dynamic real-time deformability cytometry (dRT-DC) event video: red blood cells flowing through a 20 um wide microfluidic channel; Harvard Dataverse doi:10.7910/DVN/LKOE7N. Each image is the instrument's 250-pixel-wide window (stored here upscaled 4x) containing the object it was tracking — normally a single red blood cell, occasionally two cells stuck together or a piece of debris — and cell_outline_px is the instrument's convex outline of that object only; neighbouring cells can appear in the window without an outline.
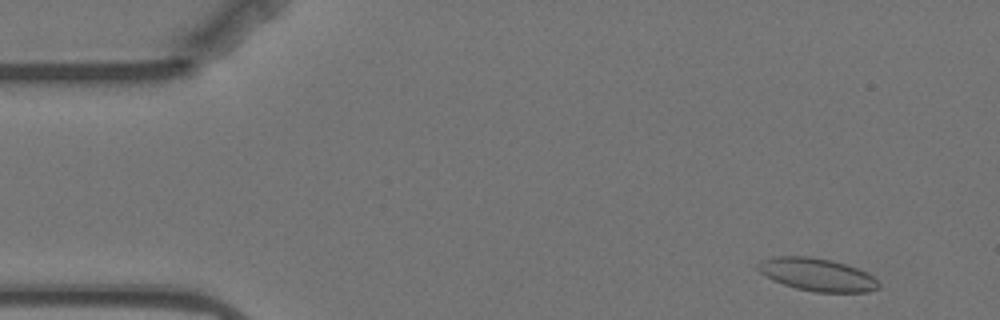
{"species": "Egyptian fruit bat (a non-hibernating species)", "species_latin": "Rousettus aegyptiacus", "temperature_condition": "warm", "stored_images_in_passage": 55, "camera_frame_rate_fps": 3000, "um_per_image_px": 0.085, "animal": {"sex": "female"}, "frame": {"image": 1, "passage_image": 3, "time_ms": 0.667, "image_size_px": [1000, 320], "cell_outline_px": [[880, 288], [868, 292], [816, 292], [796, 288], [772, 280], [760, 272], [756, 268], [756, 264], [760, 260], [772, 256], [808, 256], [832, 260], [856, 268], [872, 276], [880, 284]], "centroid_in_image_um": [69.41, 23.33], "position_along_channel_um": 15.6, "area_um2": 23.06}}
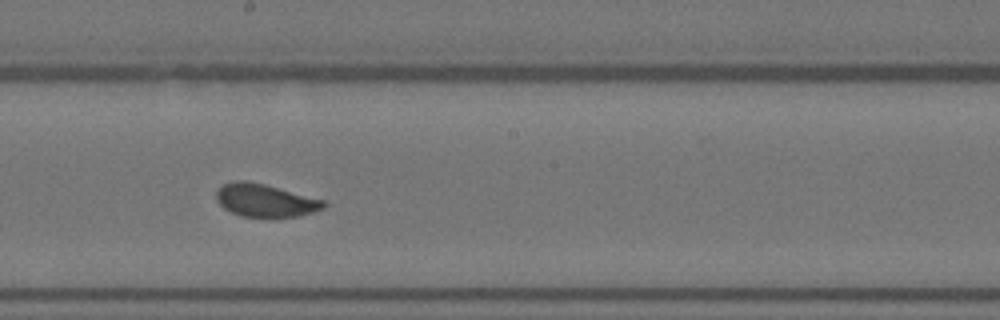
{"frame": {"image": 2, "passage_image": 29, "time_ms": 9.333, "image_size_px": [1000, 320], "cell_outline_px": [[328, 204], [324, 208], [300, 216], [240, 216], [224, 208], [216, 200], [216, 188], [220, 184], [232, 180], [248, 180], [264, 184], [324, 200]], "centroid_in_image_um": [22.49, 17.0], "position_along_channel_um": 225.7, "area_um2": 20.58}}
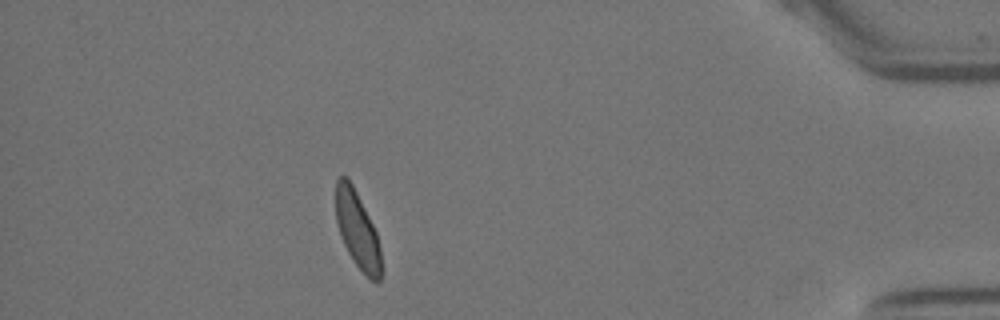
{"frame": {"image": 3, "passage_image": 49, "time_ms": 16.0, "image_size_px": [1000, 320], "cell_outline_px": [[380, 280], [376, 284], [352, 260], [340, 236], [336, 224], [336, 180], [340, 176], [348, 176], [376, 232], [380, 248]], "centroid_in_image_um": [30.35, 19.52], "position_along_channel_um": 404.9, "area_um2": 19.94}, "authors_computed_cell_mechanics": {"area_um2": 21.097, "velocity_mm_per_s": 3.5021, "shape_relaxation_time_tau1_ms": null, "shape_relaxation_time_tau2_ms": 0.8921, "deformation_change_tau1": null, "deformation_change_tau2": 0.0667}}